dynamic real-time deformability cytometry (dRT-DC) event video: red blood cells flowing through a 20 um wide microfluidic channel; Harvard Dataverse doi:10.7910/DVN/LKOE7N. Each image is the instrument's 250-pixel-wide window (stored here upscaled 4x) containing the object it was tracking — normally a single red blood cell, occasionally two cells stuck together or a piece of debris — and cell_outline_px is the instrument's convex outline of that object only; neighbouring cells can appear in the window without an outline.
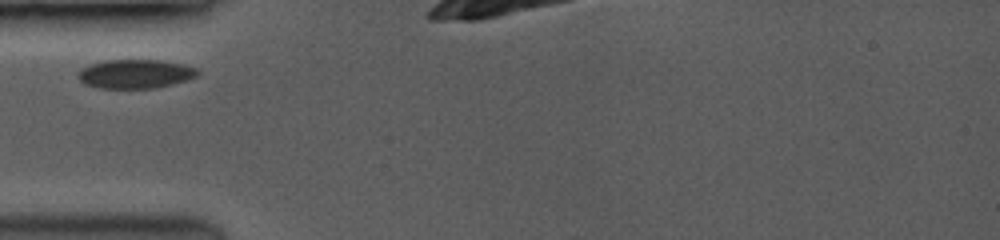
{"species": "common noctule bat (a hibernating species)", "species_latin": "Nyctalus noctula", "temperature_condition": "room temperature", "stored_images_in_passage": 3, "camera_frame_rate_fps": 3500, "um_per_image_px": 0.085, "animal": {"sex": "female", "body_mass_g": 19.0, "forearm_length_mm": 53.3}, "frame": {"image": 1, "passage_image": 1, "time_ms": 0.0, "image_size_px": [1000, 240], "cell_outline_px": [[200, 72], [196, 76], [184, 80], [152, 88], [100, 88], [88, 84], [80, 80], [76, 76], [76, 72], [92, 64], [104, 60], [160, 60], [184, 64], [196, 68]], "centroid_in_image_um": [11.48, 6.27], "position_along_channel_um": 73.5, "area_um2": 19.83}}